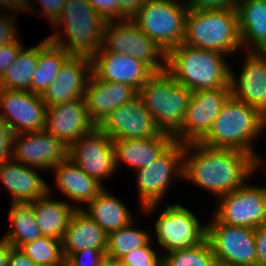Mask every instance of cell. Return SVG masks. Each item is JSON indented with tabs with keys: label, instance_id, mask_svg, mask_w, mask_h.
Returning a JSON list of instances; mask_svg holds the SVG:
<instances>
[{
	"label": "cell",
	"instance_id": "obj_1",
	"mask_svg": "<svg viewBox=\"0 0 266 266\" xmlns=\"http://www.w3.org/2000/svg\"><path fill=\"white\" fill-rule=\"evenodd\" d=\"M261 164L253 155L235 149L184 145L183 179L221 197L241 188Z\"/></svg>",
	"mask_w": 266,
	"mask_h": 266
},
{
	"label": "cell",
	"instance_id": "obj_2",
	"mask_svg": "<svg viewBox=\"0 0 266 266\" xmlns=\"http://www.w3.org/2000/svg\"><path fill=\"white\" fill-rule=\"evenodd\" d=\"M227 55L180 44L166 53V71L192 92L230 87Z\"/></svg>",
	"mask_w": 266,
	"mask_h": 266
},
{
	"label": "cell",
	"instance_id": "obj_3",
	"mask_svg": "<svg viewBox=\"0 0 266 266\" xmlns=\"http://www.w3.org/2000/svg\"><path fill=\"white\" fill-rule=\"evenodd\" d=\"M265 128L266 116L231 95L221 108L209 133L200 143L211 148L244 151L262 164L263 160L254 150L252 142L262 135Z\"/></svg>",
	"mask_w": 266,
	"mask_h": 266
},
{
	"label": "cell",
	"instance_id": "obj_4",
	"mask_svg": "<svg viewBox=\"0 0 266 266\" xmlns=\"http://www.w3.org/2000/svg\"><path fill=\"white\" fill-rule=\"evenodd\" d=\"M184 44L234 56L242 49L236 7L189 9Z\"/></svg>",
	"mask_w": 266,
	"mask_h": 266
},
{
	"label": "cell",
	"instance_id": "obj_5",
	"mask_svg": "<svg viewBox=\"0 0 266 266\" xmlns=\"http://www.w3.org/2000/svg\"><path fill=\"white\" fill-rule=\"evenodd\" d=\"M105 25L106 21L87 0H66L60 18L53 25L56 29L64 28L63 32L54 31L47 38L71 55L92 57L101 47ZM64 32L67 38H63Z\"/></svg>",
	"mask_w": 266,
	"mask_h": 266
},
{
	"label": "cell",
	"instance_id": "obj_6",
	"mask_svg": "<svg viewBox=\"0 0 266 266\" xmlns=\"http://www.w3.org/2000/svg\"><path fill=\"white\" fill-rule=\"evenodd\" d=\"M192 91L167 71L154 72L138 90V97L151 113L156 126L174 135L182 125Z\"/></svg>",
	"mask_w": 266,
	"mask_h": 266
},
{
	"label": "cell",
	"instance_id": "obj_7",
	"mask_svg": "<svg viewBox=\"0 0 266 266\" xmlns=\"http://www.w3.org/2000/svg\"><path fill=\"white\" fill-rule=\"evenodd\" d=\"M188 10L184 0H148L132 20L167 53L184 40Z\"/></svg>",
	"mask_w": 266,
	"mask_h": 266
},
{
	"label": "cell",
	"instance_id": "obj_8",
	"mask_svg": "<svg viewBox=\"0 0 266 266\" xmlns=\"http://www.w3.org/2000/svg\"><path fill=\"white\" fill-rule=\"evenodd\" d=\"M183 152L184 144L174 141L148 166L135 170L142 213L154 214L152 212L158 209L167 189L171 187V181L176 177L183 179Z\"/></svg>",
	"mask_w": 266,
	"mask_h": 266
},
{
	"label": "cell",
	"instance_id": "obj_9",
	"mask_svg": "<svg viewBox=\"0 0 266 266\" xmlns=\"http://www.w3.org/2000/svg\"><path fill=\"white\" fill-rule=\"evenodd\" d=\"M96 53L131 55L145 63L153 72L166 71V52L144 34L133 20L106 22L101 47Z\"/></svg>",
	"mask_w": 266,
	"mask_h": 266
},
{
	"label": "cell",
	"instance_id": "obj_10",
	"mask_svg": "<svg viewBox=\"0 0 266 266\" xmlns=\"http://www.w3.org/2000/svg\"><path fill=\"white\" fill-rule=\"evenodd\" d=\"M156 242L165 253L199 246L207 238V224L181 204L167 205L154 222Z\"/></svg>",
	"mask_w": 266,
	"mask_h": 266
},
{
	"label": "cell",
	"instance_id": "obj_11",
	"mask_svg": "<svg viewBox=\"0 0 266 266\" xmlns=\"http://www.w3.org/2000/svg\"><path fill=\"white\" fill-rule=\"evenodd\" d=\"M213 217L224 224L257 228L266 225V186L248 181L235 191L218 198Z\"/></svg>",
	"mask_w": 266,
	"mask_h": 266
},
{
	"label": "cell",
	"instance_id": "obj_12",
	"mask_svg": "<svg viewBox=\"0 0 266 266\" xmlns=\"http://www.w3.org/2000/svg\"><path fill=\"white\" fill-rule=\"evenodd\" d=\"M213 220L207 223L209 241L218 266H243L257 262L255 229L230 226Z\"/></svg>",
	"mask_w": 266,
	"mask_h": 266
},
{
	"label": "cell",
	"instance_id": "obj_13",
	"mask_svg": "<svg viewBox=\"0 0 266 266\" xmlns=\"http://www.w3.org/2000/svg\"><path fill=\"white\" fill-rule=\"evenodd\" d=\"M230 96V87L192 92L181 128L173 135L174 141L184 145L200 143Z\"/></svg>",
	"mask_w": 266,
	"mask_h": 266
},
{
	"label": "cell",
	"instance_id": "obj_14",
	"mask_svg": "<svg viewBox=\"0 0 266 266\" xmlns=\"http://www.w3.org/2000/svg\"><path fill=\"white\" fill-rule=\"evenodd\" d=\"M68 158L101 183L118 171L113 141L98 126L68 147Z\"/></svg>",
	"mask_w": 266,
	"mask_h": 266
},
{
	"label": "cell",
	"instance_id": "obj_15",
	"mask_svg": "<svg viewBox=\"0 0 266 266\" xmlns=\"http://www.w3.org/2000/svg\"><path fill=\"white\" fill-rule=\"evenodd\" d=\"M46 112L41 95L0 89V116L13 134L45 130Z\"/></svg>",
	"mask_w": 266,
	"mask_h": 266
},
{
	"label": "cell",
	"instance_id": "obj_16",
	"mask_svg": "<svg viewBox=\"0 0 266 266\" xmlns=\"http://www.w3.org/2000/svg\"><path fill=\"white\" fill-rule=\"evenodd\" d=\"M68 158V147L46 130L14 134L12 159L28 167L49 170Z\"/></svg>",
	"mask_w": 266,
	"mask_h": 266
},
{
	"label": "cell",
	"instance_id": "obj_17",
	"mask_svg": "<svg viewBox=\"0 0 266 266\" xmlns=\"http://www.w3.org/2000/svg\"><path fill=\"white\" fill-rule=\"evenodd\" d=\"M98 127L112 140L150 138L161 133L138 96L133 101L115 108Z\"/></svg>",
	"mask_w": 266,
	"mask_h": 266
},
{
	"label": "cell",
	"instance_id": "obj_18",
	"mask_svg": "<svg viewBox=\"0 0 266 266\" xmlns=\"http://www.w3.org/2000/svg\"><path fill=\"white\" fill-rule=\"evenodd\" d=\"M239 76L230 70L231 95L266 116V55L262 51H244Z\"/></svg>",
	"mask_w": 266,
	"mask_h": 266
},
{
	"label": "cell",
	"instance_id": "obj_19",
	"mask_svg": "<svg viewBox=\"0 0 266 266\" xmlns=\"http://www.w3.org/2000/svg\"><path fill=\"white\" fill-rule=\"evenodd\" d=\"M91 74V57L71 55L60 67L54 81L41 95L46 107L84 98Z\"/></svg>",
	"mask_w": 266,
	"mask_h": 266
},
{
	"label": "cell",
	"instance_id": "obj_20",
	"mask_svg": "<svg viewBox=\"0 0 266 266\" xmlns=\"http://www.w3.org/2000/svg\"><path fill=\"white\" fill-rule=\"evenodd\" d=\"M94 127L87 112L85 98L47 107L45 130L67 147Z\"/></svg>",
	"mask_w": 266,
	"mask_h": 266
},
{
	"label": "cell",
	"instance_id": "obj_21",
	"mask_svg": "<svg viewBox=\"0 0 266 266\" xmlns=\"http://www.w3.org/2000/svg\"><path fill=\"white\" fill-rule=\"evenodd\" d=\"M91 61L92 74L96 78L125 83L137 91L154 73L142 61L123 53H95Z\"/></svg>",
	"mask_w": 266,
	"mask_h": 266
},
{
	"label": "cell",
	"instance_id": "obj_22",
	"mask_svg": "<svg viewBox=\"0 0 266 266\" xmlns=\"http://www.w3.org/2000/svg\"><path fill=\"white\" fill-rule=\"evenodd\" d=\"M138 91L125 83L89 77L85 91V101L90 120L98 126L115 108L133 101Z\"/></svg>",
	"mask_w": 266,
	"mask_h": 266
},
{
	"label": "cell",
	"instance_id": "obj_23",
	"mask_svg": "<svg viewBox=\"0 0 266 266\" xmlns=\"http://www.w3.org/2000/svg\"><path fill=\"white\" fill-rule=\"evenodd\" d=\"M37 170L13 159L0 164V180L12 195V203L33 202L48 193L49 183Z\"/></svg>",
	"mask_w": 266,
	"mask_h": 266
},
{
	"label": "cell",
	"instance_id": "obj_24",
	"mask_svg": "<svg viewBox=\"0 0 266 266\" xmlns=\"http://www.w3.org/2000/svg\"><path fill=\"white\" fill-rule=\"evenodd\" d=\"M55 172V183L63 196L68 197L76 210L87 205L105 188L96 178L89 176L69 158L60 162L52 169ZM78 204V205H77Z\"/></svg>",
	"mask_w": 266,
	"mask_h": 266
},
{
	"label": "cell",
	"instance_id": "obj_25",
	"mask_svg": "<svg viewBox=\"0 0 266 266\" xmlns=\"http://www.w3.org/2000/svg\"><path fill=\"white\" fill-rule=\"evenodd\" d=\"M116 168L121 163L137 170L148 166L156 160L173 142L171 134L161 132L159 135L143 139H114Z\"/></svg>",
	"mask_w": 266,
	"mask_h": 266
},
{
	"label": "cell",
	"instance_id": "obj_26",
	"mask_svg": "<svg viewBox=\"0 0 266 266\" xmlns=\"http://www.w3.org/2000/svg\"><path fill=\"white\" fill-rule=\"evenodd\" d=\"M64 258L83 249L106 251L107 233L81 209L76 210L70 218L62 238Z\"/></svg>",
	"mask_w": 266,
	"mask_h": 266
},
{
	"label": "cell",
	"instance_id": "obj_27",
	"mask_svg": "<svg viewBox=\"0 0 266 266\" xmlns=\"http://www.w3.org/2000/svg\"><path fill=\"white\" fill-rule=\"evenodd\" d=\"M242 51L266 47V0H238L236 3Z\"/></svg>",
	"mask_w": 266,
	"mask_h": 266
},
{
	"label": "cell",
	"instance_id": "obj_28",
	"mask_svg": "<svg viewBox=\"0 0 266 266\" xmlns=\"http://www.w3.org/2000/svg\"><path fill=\"white\" fill-rule=\"evenodd\" d=\"M51 192V186L48 184V193L33 201V213L42 236L62 240L76 208L67 200H57L53 197L51 199Z\"/></svg>",
	"mask_w": 266,
	"mask_h": 266
},
{
	"label": "cell",
	"instance_id": "obj_29",
	"mask_svg": "<svg viewBox=\"0 0 266 266\" xmlns=\"http://www.w3.org/2000/svg\"><path fill=\"white\" fill-rule=\"evenodd\" d=\"M107 234L130 225L134 215L122 200L103 189L94 200L81 209Z\"/></svg>",
	"mask_w": 266,
	"mask_h": 266
},
{
	"label": "cell",
	"instance_id": "obj_30",
	"mask_svg": "<svg viewBox=\"0 0 266 266\" xmlns=\"http://www.w3.org/2000/svg\"><path fill=\"white\" fill-rule=\"evenodd\" d=\"M71 56L47 37L38 44L37 67L31 80V92L42 95L54 81L60 67Z\"/></svg>",
	"mask_w": 266,
	"mask_h": 266
},
{
	"label": "cell",
	"instance_id": "obj_31",
	"mask_svg": "<svg viewBox=\"0 0 266 266\" xmlns=\"http://www.w3.org/2000/svg\"><path fill=\"white\" fill-rule=\"evenodd\" d=\"M11 229L2 237L13 247L22 245L42 237L36 225L33 213V202L12 203L8 213Z\"/></svg>",
	"mask_w": 266,
	"mask_h": 266
},
{
	"label": "cell",
	"instance_id": "obj_32",
	"mask_svg": "<svg viewBox=\"0 0 266 266\" xmlns=\"http://www.w3.org/2000/svg\"><path fill=\"white\" fill-rule=\"evenodd\" d=\"M38 44L22 48L14 63L9 65L0 78V89L31 91V80L37 67Z\"/></svg>",
	"mask_w": 266,
	"mask_h": 266
},
{
	"label": "cell",
	"instance_id": "obj_33",
	"mask_svg": "<svg viewBox=\"0 0 266 266\" xmlns=\"http://www.w3.org/2000/svg\"><path fill=\"white\" fill-rule=\"evenodd\" d=\"M136 222L107 234L106 255L121 258L135 248L145 246L151 239L148 231L136 229Z\"/></svg>",
	"mask_w": 266,
	"mask_h": 266
},
{
	"label": "cell",
	"instance_id": "obj_34",
	"mask_svg": "<svg viewBox=\"0 0 266 266\" xmlns=\"http://www.w3.org/2000/svg\"><path fill=\"white\" fill-rule=\"evenodd\" d=\"M20 249L35 265H60L64 259L62 241L48 236L28 242Z\"/></svg>",
	"mask_w": 266,
	"mask_h": 266
},
{
	"label": "cell",
	"instance_id": "obj_35",
	"mask_svg": "<svg viewBox=\"0 0 266 266\" xmlns=\"http://www.w3.org/2000/svg\"><path fill=\"white\" fill-rule=\"evenodd\" d=\"M162 255L163 266H218L207 239L199 246Z\"/></svg>",
	"mask_w": 266,
	"mask_h": 266
},
{
	"label": "cell",
	"instance_id": "obj_36",
	"mask_svg": "<svg viewBox=\"0 0 266 266\" xmlns=\"http://www.w3.org/2000/svg\"><path fill=\"white\" fill-rule=\"evenodd\" d=\"M152 241L153 239H151L145 246L135 248L122 256L120 260L125 266L141 265L146 264V262H163V255L160 256V254H157L152 248Z\"/></svg>",
	"mask_w": 266,
	"mask_h": 266
},
{
	"label": "cell",
	"instance_id": "obj_37",
	"mask_svg": "<svg viewBox=\"0 0 266 266\" xmlns=\"http://www.w3.org/2000/svg\"><path fill=\"white\" fill-rule=\"evenodd\" d=\"M34 1V2H33ZM66 0H28V13L37 14L39 11H36V5H41V16H46V18L50 21L52 26L56 23V21L60 18L62 14V10L64 8ZM37 4H33V3ZM31 4V5H30ZM33 6V7H32ZM35 8V9H33Z\"/></svg>",
	"mask_w": 266,
	"mask_h": 266
},
{
	"label": "cell",
	"instance_id": "obj_38",
	"mask_svg": "<svg viewBox=\"0 0 266 266\" xmlns=\"http://www.w3.org/2000/svg\"><path fill=\"white\" fill-rule=\"evenodd\" d=\"M106 251L83 249L72 253L67 259L75 266H100Z\"/></svg>",
	"mask_w": 266,
	"mask_h": 266
},
{
	"label": "cell",
	"instance_id": "obj_39",
	"mask_svg": "<svg viewBox=\"0 0 266 266\" xmlns=\"http://www.w3.org/2000/svg\"><path fill=\"white\" fill-rule=\"evenodd\" d=\"M6 14L0 13V46L9 44L19 37L15 25V15L9 11Z\"/></svg>",
	"mask_w": 266,
	"mask_h": 266
},
{
	"label": "cell",
	"instance_id": "obj_40",
	"mask_svg": "<svg viewBox=\"0 0 266 266\" xmlns=\"http://www.w3.org/2000/svg\"><path fill=\"white\" fill-rule=\"evenodd\" d=\"M106 21L119 20V0H87Z\"/></svg>",
	"mask_w": 266,
	"mask_h": 266
},
{
	"label": "cell",
	"instance_id": "obj_41",
	"mask_svg": "<svg viewBox=\"0 0 266 266\" xmlns=\"http://www.w3.org/2000/svg\"><path fill=\"white\" fill-rule=\"evenodd\" d=\"M19 39L20 38H17L9 44L0 46V78L5 72V69L14 63L19 51L25 46Z\"/></svg>",
	"mask_w": 266,
	"mask_h": 266
},
{
	"label": "cell",
	"instance_id": "obj_42",
	"mask_svg": "<svg viewBox=\"0 0 266 266\" xmlns=\"http://www.w3.org/2000/svg\"><path fill=\"white\" fill-rule=\"evenodd\" d=\"M13 137L14 134L0 116V164L12 159Z\"/></svg>",
	"mask_w": 266,
	"mask_h": 266
},
{
	"label": "cell",
	"instance_id": "obj_43",
	"mask_svg": "<svg viewBox=\"0 0 266 266\" xmlns=\"http://www.w3.org/2000/svg\"><path fill=\"white\" fill-rule=\"evenodd\" d=\"M238 0H184V3L191 10L220 9L236 7Z\"/></svg>",
	"mask_w": 266,
	"mask_h": 266
},
{
	"label": "cell",
	"instance_id": "obj_44",
	"mask_svg": "<svg viewBox=\"0 0 266 266\" xmlns=\"http://www.w3.org/2000/svg\"><path fill=\"white\" fill-rule=\"evenodd\" d=\"M148 0H119V20H132Z\"/></svg>",
	"mask_w": 266,
	"mask_h": 266
},
{
	"label": "cell",
	"instance_id": "obj_45",
	"mask_svg": "<svg viewBox=\"0 0 266 266\" xmlns=\"http://www.w3.org/2000/svg\"><path fill=\"white\" fill-rule=\"evenodd\" d=\"M257 262L266 265V225L255 228Z\"/></svg>",
	"mask_w": 266,
	"mask_h": 266
},
{
	"label": "cell",
	"instance_id": "obj_46",
	"mask_svg": "<svg viewBox=\"0 0 266 266\" xmlns=\"http://www.w3.org/2000/svg\"><path fill=\"white\" fill-rule=\"evenodd\" d=\"M9 266H35V264L20 248L13 247Z\"/></svg>",
	"mask_w": 266,
	"mask_h": 266
},
{
	"label": "cell",
	"instance_id": "obj_47",
	"mask_svg": "<svg viewBox=\"0 0 266 266\" xmlns=\"http://www.w3.org/2000/svg\"><path fill=\"white\" fill-rule=\"evenodd\" d=\"M0 8L11 10L13 14L16 12L26 13L28 9V0H0ZM15 11V12H14Z\"/></svg>",
	"mask_w": 266,
	"mask_h": 266
},
{
	"label": "cell",
	"instance_id": "obj_48",
	"mask_svg": "<svg viewBox=\"0 0 266 266\" xmlns=\"http://www.w3.org/2000/svg\"><path fill=\"white\" fill-rule=\"evenodd\" d=\"M13 246L3 238L0 240V266H9Z\"/></svg>",
	"mask_w": 266,
	"mask_h": 266
},
{
	"label": "cell",
	"instance_id": "obj_49",
	"mask_svg": "<svg viewBox=\"0 0 266 266\" xmlns=\"http://www.w3.org/2000/svg\"><path fill=\"white\" fill-rule=\"evenodd\" d=\"M100 266H125L119 258L105 255Z\"/></svg>",
	"mask_w": 266,
	"mask_h": 266
},
{
	"label": "cell",
	"instance_id": "obj_50",
	"mask_svg": "<svg viewBox=\"0 0 266 266\" xmlns=\"http://www.w3.org/2000/svg\"><path fill=\"white\" fill-rule=\"evenodd\" d=\"M134 266H163V262H146V264L134 265Z\"/></svg>",
	"mask_w": 266,
	"mask_h": 266
},
{
	"label": "cell",
	"instance_id": "obj_51",
	"mask_svg": "<svg viewBox=\"0 0 266 266\" xmlns=\"http://www.w3.org/2000/svg\"><path fill=\"white\" fill-rule=\"evenodd\" d=\"M60 266H75L67 258H64Z\"/></svg>",
	"mask_w": 266,
	"mask_h": 266
},
{
	"label": "cell",
	"instance_id": "obj_52",
	"mask_svg": "<svg viewBox=\"0 0 266 266\" xmlns=\"http://www.w3.org/2000/svg\"><path fill=\"white\" fill-rule=\"evenodd\" d=\"M243 266H266L260 262H254V263H251V264H247V265H243Z\"/></svg>",
	"mask_w": 266,
	"mask_h": 266
},
{
	"label": "cell",
	"instance_id": "obj_53",
	"mask_svg": "<svg viewBox=\"0 0 266 266\" xmlns=\"http://www.w3.org/2000/svg\"><path fill=\"white\" fill-rule=\"evenodd\" d=\"M35 266H60V265H43V264H39V265H35Z\"/></svg>",
	"mask_w": 266,
	"mask_h": 266
},
{
	"label": "cell",
	"instance_id": "obj_54",
	"mask_svg": "<svg viewBox=\"0 0 266 266\" xmlns=\"http://www.w3.org/2000/svg\"><path fill=\"white\" fill-rule=\"evenodd\" d=\"M262 52L266 55V47L262 50Z\"/></svg>",
	"mask_w": 266,
	"mask_h": 266
}]
</instances>
